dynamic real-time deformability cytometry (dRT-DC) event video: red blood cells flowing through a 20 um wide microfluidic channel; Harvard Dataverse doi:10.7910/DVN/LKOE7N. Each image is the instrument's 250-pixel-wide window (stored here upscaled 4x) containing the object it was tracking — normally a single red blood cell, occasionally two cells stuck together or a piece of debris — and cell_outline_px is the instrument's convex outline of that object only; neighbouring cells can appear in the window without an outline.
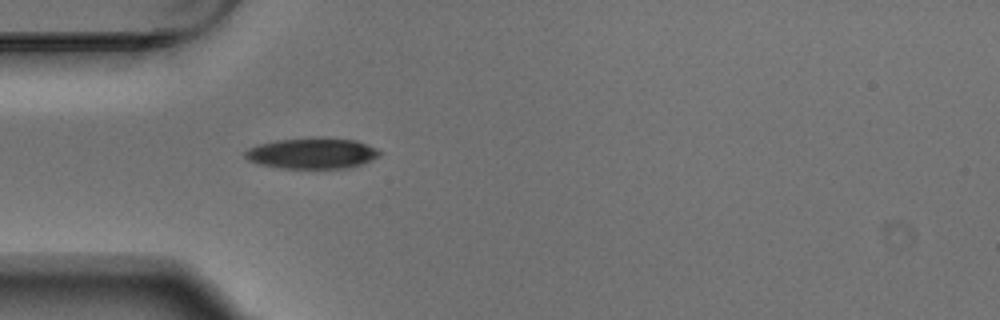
{"species": "Egyptian fruit bat (a non-hibernating species)", "species_latin": "Rousettus aegyptiacus", "temperature_condition": "warm", "stored_images_in_passage": 1, "camera_frame_rate_fps": 3000, "um_per_image_px": 0.085, "animal": {"sex": "male"}, "frame": {"image": 1, "passage_image": 1, "time_ms": 0.0, "image_size_px": [1000, 320], "cell_outline_px": [[380, 156], [372, 160], [348, 168], [280, 168], [260, 164], [248, 160], [244, 156], [244, 152], [248, 148], [260, 144], [276, 140], [356, 140], [376, 148], [380, 152]], "centroid_in_image_um": [26.51, 13.07], "position_along_channel_um": 58.5, "area_um2": 23.24}}